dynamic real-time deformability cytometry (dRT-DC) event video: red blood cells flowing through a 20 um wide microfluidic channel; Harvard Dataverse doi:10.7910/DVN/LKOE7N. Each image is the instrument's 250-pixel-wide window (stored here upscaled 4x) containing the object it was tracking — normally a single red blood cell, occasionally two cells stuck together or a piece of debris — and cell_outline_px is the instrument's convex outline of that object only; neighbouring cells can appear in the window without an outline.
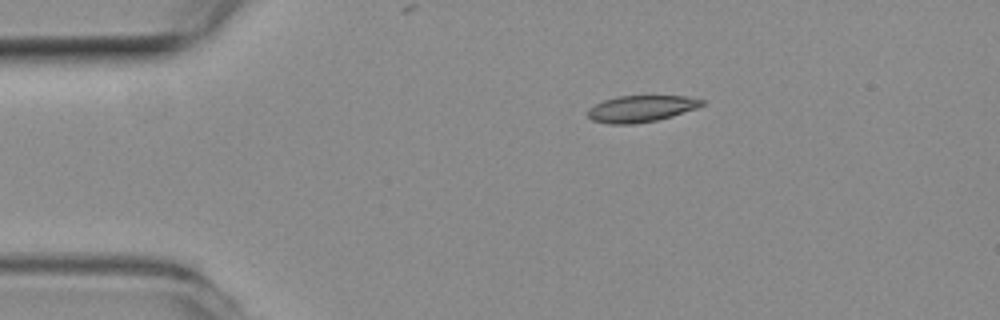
{"species": "common noctule bat (a hibernating species)", "species_latin": "Nyctalus noctula", "temperature_condition": "room temperature", "stored_images_in_passage": 38, "camera_frame_rate_fps": 3000, "um_per_image_px": 0.085, "animal": {"sex": "female", "body_mass_g": 19.3, "forearm_length_mm": 54.1}, "frame": {"image": 1, "passage_image": 1, "time_ms": 0.0, "image_size_px": [1000, 320], "cell_outline_px": [[704, 104], [696, 108], [672, 116], [656, 120], [636, 124], [608, 124], [592, 120], [588, 116], [588, 108], [604, 100], [620, 96], [688, 96], [704, 100]], "centroid_in_image_um": [54.49, 9.24], "position_along_channel_um": 30.5, "area_um2": 17.57}}
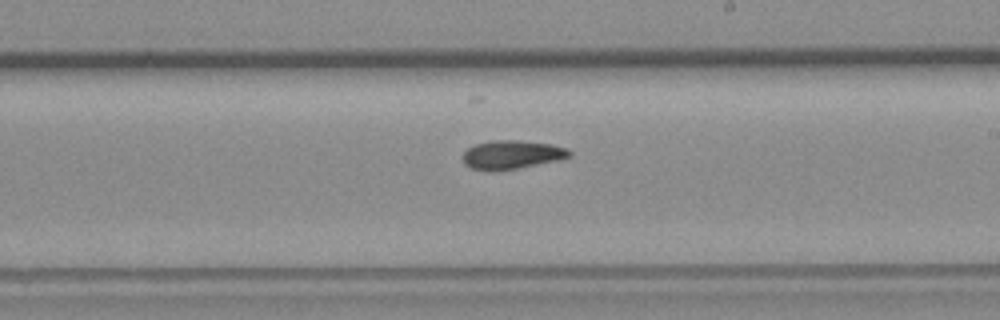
{"frame": {"image": 2, "passage_image": 22, "time_ms": 7.0, "image_size_px": [1000, 320], "cell_outline_px": [[572, 156], [560, 160], [516, 168], [492, 172], [472, 168], [464, 164], [464, 152], [468, 148], [476, 144], [492, 140], [516, 140], [552, 144], [564, 148], [572, 152]], "centroid_in_image_um": [43.51, 13.15], "position_along_channel_um": 245.5, "area_um2": 17.74}}
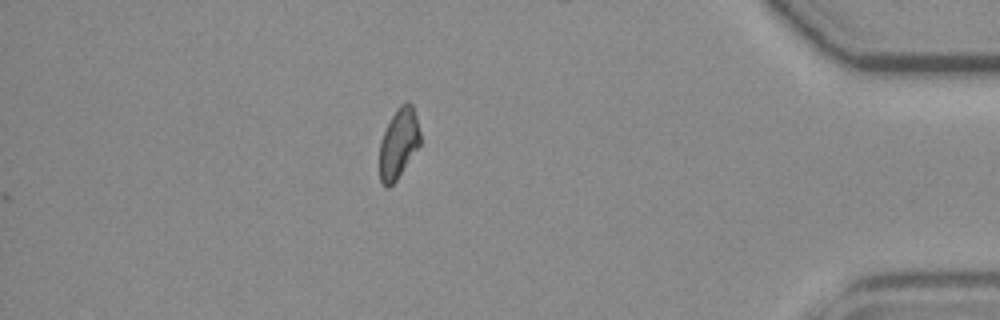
{"frame": {"image": 3, "passage_image": 38, "time_ms": 12.333, "image_size_px": [1000, 320], "cell_outline_px": [[420, 144], [396, 180], [388, 188], [380, 180], [380, 144], [384, 132], [396, 108], [400, 104], [408, 100], [412, 104], [416, 116], [420, 132]], "centroid_in_image_um": [33.89, 12.15], "position_along_channel_um": 401.3, "area_um2": 16.3}}